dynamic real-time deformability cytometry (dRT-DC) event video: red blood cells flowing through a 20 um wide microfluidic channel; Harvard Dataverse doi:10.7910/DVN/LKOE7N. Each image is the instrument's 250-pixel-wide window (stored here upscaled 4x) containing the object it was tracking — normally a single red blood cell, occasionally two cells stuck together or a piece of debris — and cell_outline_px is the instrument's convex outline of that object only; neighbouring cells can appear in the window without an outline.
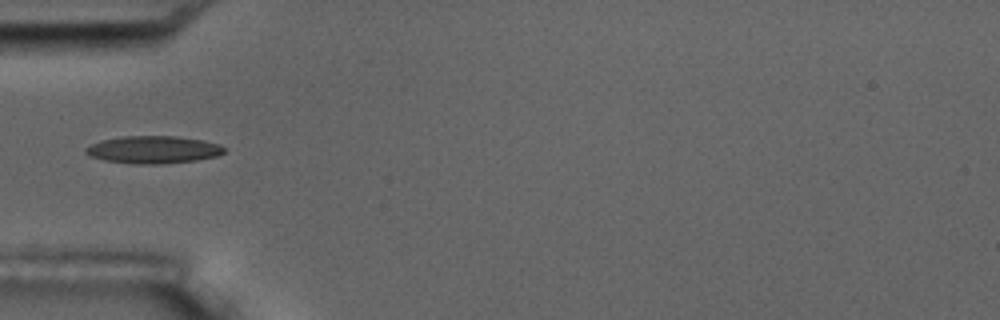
{"species": "common noctule bat (a hibernating species)", "species_latin": "Nyctalus noctula", "temperature_condition": "room temperature", "stored_images_in_passage": 7, "camera_frame_rate_fps": 3000, "um_per_image_px": 0.085, "animal": {"sex": "male", "body_mass_g": 17.5, "forearm_length_mm": 52.3}, "frame": {"image": 1, "passage_image": 6, "time_ms": 6.0, "image_size_px": [1000, 320], "cell_outline_px": [[224, 152], [216, 156], [196, 160], [160, 164], [136, 164], [104, 160], [88, 156], [84, 152], [84, 148], [100, 140], [120, 136], [176, 136], [204, 140], [220, 144], [224, 148]], "centroid_in_image_um": [12.99, 12.71], "position_along_channel_um": 72.0, "area_um2": 22.31}}